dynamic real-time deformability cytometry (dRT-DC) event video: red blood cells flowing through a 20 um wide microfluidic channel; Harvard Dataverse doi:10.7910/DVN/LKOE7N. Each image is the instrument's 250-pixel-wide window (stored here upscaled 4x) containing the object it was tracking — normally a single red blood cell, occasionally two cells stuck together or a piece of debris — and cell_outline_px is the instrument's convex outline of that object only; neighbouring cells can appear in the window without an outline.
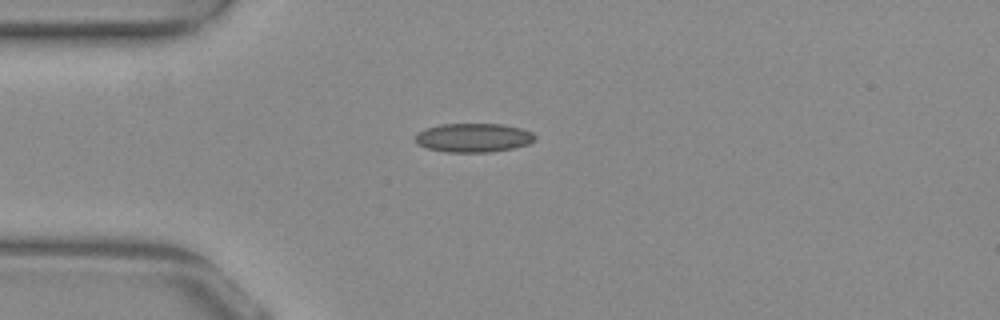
{"species": "common noctule bat (a hibernating species)", "species_latin": "Nyctalus noctula", "temperature_condition": "warm", "stored_images_in_passage": 40, "camera_frame_rate_fps": 3000, "um_per_image_px": 0.085, "animal": {"sex": "female", "body_mass_g": 29.2, "forearm_length_mm": 56.3}, "frame": {"image": 1, "passage_image": 1, "time_ms": 0.0, "image_size_px": [1000, 320], "cell_outline_px": [[536, 140], [528, 144], [512, 148], [488, 152], [448, 152], [428, 148], [420, 144], [416, 140], [416, 132], [424, 128], [440, 124], [500, 124], [520, 128], [532, 132], [536, 136]], "centroid_in_image_um": [40.25, 11.69], "position_along_channel_um": 44.8, "area_um2": 20.06}}
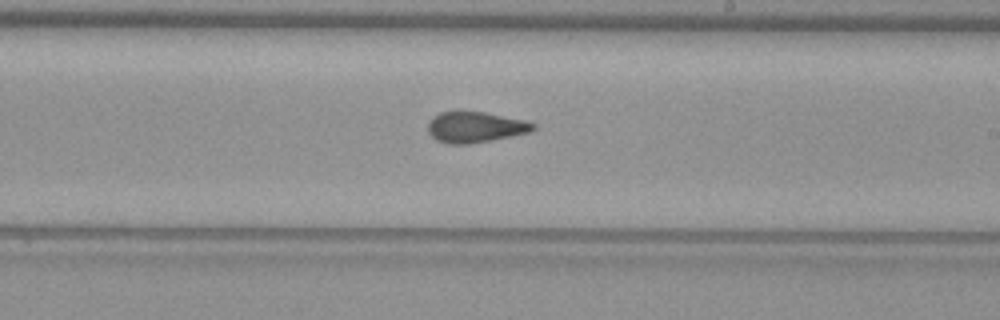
{"frame": {"image": 2, "passage_image": 18, "time_ms": 5.667, "image_size_px": [1000, 320], "cell_outline_px": [[536, 128], [528, 132], [512, 136], [492, 140], [468, 144], [448, 144], [436, 140], [428, 132], [428, 124], [440, 112], [484, 112], [524, 120], [536, 124]], "centroid_in_image_um": [40.41, 10.82], "position_along_channel_um": 248.6, "area_um2": 18.61}}
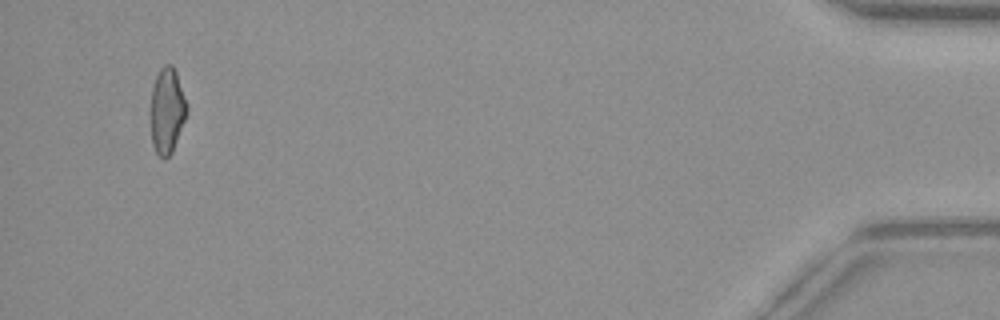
{"frame": {"image": 3, "passage_image": 38, "time_ms": 12.333, "image_size_px": [1000, 320], "cell_outline_px": [[188, 112], [172, 152], [164, 160], [156, 152], [152, 144], [152, 88], [156, 76], [160, 68], [164, 64], [172, 64], [176, 72], [188, 104]], "centroid_in_image_um": [14.23, 9.39], "position_along_channel_um": 421.0, "area_um2": 17.92}, "authors_computed_cell_mechanics": {"area_um2": 18.8139, "velocity_mm_per_s": 3.8882, "shape_relaxation_time_tau1_ms": null, "shape_relaxation_time_tau2_ms": 2.1456, "deformation_change_tau1": null, "deformation_change_tau2": 0.0727}}